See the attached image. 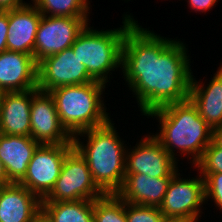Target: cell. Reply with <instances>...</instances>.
<instances>
[{
  "instance_id": "obj_12",
  "label": "cell",
  "mask_w": 222,
  "mask_h": 222,
  "mask_svg": "<svg viewBox=\"0 0 222 222\" xmlns=\"http://www.w3.org/2000/svg\"><path fill=\"white\" fill-rule=\"evenodd\" d=\"M31 137L40 144L73 143V137L60 122L54 98L49 92L32 89Z\"/></svg>"
},
{
  "instance_id": "obj_28",
  "label": "cell",
  "mask_w": 222,
  "mask_h": 222,
  "mask_svg": "<svg viewBox=\"0 0 222 222\" xmlns=\"http://www.w3.org/2000/svg\"><path fill=\"white\" fill-rule=\"evenodd\" d=\"M27 4L23 0H0V10H12L15 8H19Z\"/></svg>"
},
{
  "instance_id": "obj_19",
  "label": "cell",
  "mask_w": 222,
  "mask_h": 222,
  "mask_svg": "<svg viewBox=\"0 0 222 222\" xmlns=\"http://www.w3.org/2000/svg\"><path fill=\"white\" fill-rule=\"evenodd\" d=\"M211 79L205 87L192 75L189 99L198 109L199 115L213 129L222 126V65Z\"/></svg>"
},
{
  "instance_id": "obj_4",
  "label": "cell",
  "mask_w": 222,
  "mask_h": 222,
  "mask_svg": "<svg viewBox=\"0 0 222 222\" xmlns=\"http://www.w3.org/2000/svg\"><path fill=\"white\" fill-rule=\"evenodd\" d=\"M105 87V83L92 81L60 86L49 91L54 98L60 122L72 137L111 120L101 98Z\"/></svg>"
},
{
  "instance_id": "obj_2",
  "label": "cell",
  "mask_w": 222,
  "mask_h": 222,
  "mask_svg": "<svg viewBox=\"0 0 222 222\" xmlns=\"http://www.w3.org/2000/svg\"><path fill=\"white\" fill-rule=\"evenodd\" d=\"M146 116L158 120L160 132L153 133V136L175 160L177 154L174 148H177V151H181L180 155L187 154L188 158H192V165H195L212 142V128L199 115L190 99L164 105Z\"/></svg>"
},
{
  "instance_id": "obj_29",
  "label": "cell",
  "mask_w": 222,
  "mask_h": 222,
  "mask_svg": "<svg viewBox=\"0 0 222 222\" xmlns=\"http://www.w3.org/2000/svg\"><path fill=\"white\" fill-rule=\"evenodd\" d=\"M212 142L216 146L222 147V126L212 129Z\"/></svg>"
},
{
  "instance_id": "obj_3",
  "label": "cell",
  "mask_w": 222,
  "mask_h": 222,
  "mask_svg": "<svg viewBox=\"0 0 222 222\" xmlns=\"http://www.w3.org/2000/svg\"><path fill=\"white\" fill-rule=\"evenodd\" d=\"M86 136L84 144L80 137ZM73 145L87 161L94 182L105 194H116L125 180L126 151L112 120L73 137Z\"/></svg>"
},
{
  "instance_id": "obj_6",
  "label": "cell",
  "mask_w": 222,
  "mask_h": 222,
  "mask_svg": "<svg viewBox=\"0 0 222 222\" xmlns=\"http://www.w3.org/2000/svg\"><path fill=\"white\" fill-rule=\"evenodd\" d=\"M104 195L94 182L87 161L73 147L65 156L53 188L41 202L94 201Z\"/></svg>"
},
{
  "instance_id": "obj_25",
  "label": "cell",
  "mask_w": 222,
  "mask_h": 222,
  "mask_svg": "<svg viewBox=\"0 0 222 222\" xmlns=\"http://www.w3.org/2000/svg\"><path fill=\"white\" fill-rule=\"evenodd\" d=\"M205 181V200L210 198L222 211V173H200ZM208 199V200H207Z\"/></svg>"
},
{
  "instance_id": "obj_17",
  "label": "cell",
  "mask_w": 222,
  "mask_h": 222,
  "mask_svg": "<svg viewBox=\"0 0 222 222\" xmlns=\"http://www.w3.org/2000/svg\"><path fill=\"white\" fill-rule=\"evenodd\" d=\"M39 145L31 136L0 134V161L4 164L11 183H19L24 178Z\"/></svg>"
},
{
  "instance_id": "obj_24",
  "label": "cell",
  "mask_w": 222,
  "mask_h": 222,
  "mask_svg": "<svg viewBox=\"0 0 222 222\" xmlns=\"http://www.w3.org/2000/svg\"><path fill=\"white\" fill-rule=\"evenodd\" d=\"M193 167L198 168L199 173H222V147L211 142Z\"/></svg>"
},
{
  "instance_id": "obj_13",
  "label": "cell",
  "mask_w": 222,
  "mask_h": 222,
  "mask_svg": "<svg viewBox=\"0 0 222 222\" xmlns=\"http://www.w3.org/2000/svg\"><path fill=\"white\" fill-rule=\"evenodd\" d=\"M37 72L33 55L3 51L0 53V93L36 89Z\"/></svg>"
},
{
  "instance_id": "obj_14",
  "label": "cell",
  "mask_w": 222,
  "mask_h": 222,
  "mask_svg": "<svg viewBox=\"0 0 222 222\" xmlns=\"http://www.w3.org/2000/svg\"><path fill=\"white\" fill-rule=\"evenodd\" d=\"M42 14L31 3L8 10L7 50L33 55Z\"/></svg>"
},
{
  "instance_id": "obj_10",
  "label": "cell",
  "mask_w": 222,
  "mask_h": 222,
  "mask_svg": "<svg viewBox=\"0 0 222 222\" xmlns=\"http://www.w3.org/2000/svg\"><path fill=\"white\" fill-rule=\"evenodd\" d=\"M96 81L74 55L72 47L48 56L38 63L37 89L49 92L66 85H81Z\"/></svg>"
},
{
  "instance_id": "obj_15",
  "label": "cell",
  "mask_w": 222,
  "mask_h": 222,
  "mask_svg": "<svg viewBox=\"0 0 222 222\" xmlns=\"http://www.w3.org/2000/svg\"><path fill=\"white\" fill-rule=\"evenodd\" d=\"M32 89L0 93V134L31 136Z\"/></svg>"
},
{
  "instance_id": "obj_11",
  "label": "cell",
  "mask_w": 222,
  "mask_h": 222,
  "mask_svg": "<svg viewBox=\"0 0 222 222\" xmlns=\"http://www.w3.org/2000/svg\"><path fill=\"white\" fill-rule=\"evenodd\" d=\"M129 150L126 151L125 174L140 173L151 178L173 177L179 170L178 162L153 135L144 136Z\"/></svg>"
},
{
  "instance_id": "obj_23",
  "label": "cell",
  "mask_w": 222,
  "mask_h": 222,
  "mask_svg": "<svg viewBox=\"0 0 222 222\" xmlns=\"http://www.w3.org/2000/svg\"><path fill=\"white\" fill-rule=\"evenodd\" d=\"M127 222H161L163 214L159 207L143 206L125 202Z\"/></svg>"
},
{
  "instance_id": "obj_5",
  "label": "cell",
  "mask_w": 222,
  "mask_h": 222,
  "mask_svg": "<svg viewBox=\"0 0 222 222\" xmlns=\"http://www.w3.org/2000/svg\"><path fill=\"white\" fill-rule=\"evenodd\" d=\"M135 22L133 16L125 14L120 28L99 31L88 24L77 36L71 46L74 55L96 81L106 84L110 80V71L121 68L123 40Z\"/></svg>"
},
{
  "instance_id": "obj_26",
  "label": "cell",
  "mask_w": 222,
  "mask_h": 222,
  "mask_svg": "<svg viewBox=\"0 0 222 222\" xmlns=\"http://www.w3.org/2000/svg\"><path fill=\"white\" fill-rule=\"evenodd\" d=\"M8 10H0V53L7 50Z\"/></svg>"
},
{
  "instance_id": "obj_27",
  "label": "cell",
  "mask_w": 222,
  "mask_h": 222,
  "mask_svg": "<svg viewBox=\"0 0 222 222\" xmlns=\"http://www.w3.org/2000/svg\"><path fill=\"white\" fill-rule=\"evenodd\" d=\"M187 2H189L190 9L192 8L195 12L202 11V13H205L207 10L209 11L213 8L218 0H188Z\"/></svg>"
},
{
  "instance_id": "obj_30",
  "label": "cell",
  "mask_w": 222,
  "mask_h": 222,
  "mask_svg": "<svg viewBox=\"0 0 222 222\" xmlns=\"http://www.w3.org/2000/svg\"><path fill=\"white\" fill-rule=\"evenodd\" d=\"M11 182L8 180L7 173L2 161H0V186L10 184Z\"/></svg>"
},
{
  "instance_id": "obj_18",
  "label": "cell",
  "mask_w": 222,
  "mask_h": 222,
  "mask_svg": "<svg viewBox=\"0 0 222 222\" xmlns=\"http://www.w3.org/2000/svg\"><path fill=\"white\" fill-rule=\"evenodd\" d=\"M172 177L125 174L122 188L116 193L126 203L159 207Z\"/></svg>"
},
{
  "instance_id": "obj_31",
  "label": "cell",
  "mask_w": 222,
  "mask_h": 222,
  "mask_svg": "<svg viewBox=\"0 0 222 222\" xmlns=\"http://www.w3.org/2000/svg\"><path fill=\"white\" fill-rule=\"evenodd\" d=\"M161 222H194V221L188 220L182 217H164L163 216Z\"/></svg>"
},
{
  "instance_id": "obj_21",
  "label": "cell",
  "mask_w": 222,
  "mask_h": 222,
  "mask_svg": "<svg viewBox=\"0 0 222 222\" xmlns=\"http://www.w3.org/2000/svg\"><path fill=\"white\" fill-rule=\"evenodd\" d=\"M32 4L46 16L88 17L89 0H31Z\"/></svg>"
},
{
  "instance_id": "obj_16",
  "label": "cell",
  "mask_w": 222,
  "mask_h": 222,
  "mask_svg": "<svg viewBox=\"0 0 222 222\" xmlns=\"http://www.w3.org/2000/svg\"><path fill=\"white\" fill-rule=\"evenodd\" d=\"M41 200L19 183L0 186V222H33Z\"/></svg>"
},
{
  "instance_id": "obj_1",
  "label": "cell",
  "mask_w": 222,
  "mask_h": 222,
  "mask_svg": "<svg viewBox=\"0 0 222 222\" xmlns=\"http://www.w3.org/2000/svg\"><path fill=\"white\" fill-rule=\"evenodd\" d=\"M187 49L182 41L161 37L138 21L127 30L121 69L142 115L189 99L193 72Z\"/></svg>"
},
{
  "instance_id": "obj_9",
  "label": "cell",
  "mask_w": 222,
  "mask_h": 222,
  "mask_svg": "<svg viewBox=\"0 0 222 222\" xmlns=\"http://www.w3.org/2000/svg\"><path fill=\"white\" fill-rule=\"evenodd\" d=\"M177 171L171 178L159 209L164 217H182L194 222L199 217L205 200V181L199 176L192 179L180 177Z\"/></svg>"
},
{
  "instance_id": "obj_22",
  "label": "cell",
  "mask_w": 222,
  "mask_h": 222,
  "mask_svg": "<svg viewBox=\"0 0 222 222\" xmlns=\"http://www.w3.org/2000/svg\"><path fill=\"white\" fill-rule=\"evenodd\" d=\"M93 222H127L125 201L117 194H105L94 200Z\"/></svg>"
},
{
  "instance_id": "obj_7",
  "label": "cell",
  "mask_w": 222,
  "mask_h": 222,
  "mask_svg": "<svg viewBox=\"0 0 222 222\" xmlns=\"http://www.w3.org/2000/svg\"><path fill=\"white\" fill-rule=\"evenodd\" d=\"M73 147V143L40 144L19 184L42 201L53 188L60 175L65 156Z\"/></svg>"
},
{
  "instance_id": "obj_20",
  "label": "cell",
  "mask_w": 222,
  "mask_h": 222,
  "mask_svg": "<svg viewBox=\"0 0 222 222\" xmlns=\"http://www.w3.org/2000/svg\"><path fill=\"white\" fill-rule=\"evenodd\" d=\"M94 201L41 202V211L52 222H93Z\"/></svg>"
},
{
  "instance_id": "obj_32",
  "label": "cell",
  "mask_w": 222,
  "mask_h": 222,
  "mask_svg": "<svg viewBox=\"0 0 222 222\" xmlns=\"http://www.w3.org/2000/svg\"><path fill=\"white\" fill-rule=\"evenodd\" d=\"M33 222H52L42 211L35 217Z\"/></svg>"
},
{
  "instance_id": "obj_8",
  "label": "cell",
  "mask_w": 222,
  "mask_h": 222,
  "mask_svg": "<svg viewBox=\"0 0 222 222\" xmlns=\"http://www.w3.org/2000/svg\"><path fill=\"white\" fill-rule=\"evenodd\" d=\"M88 18L42 15L34 45L36 63L71 47L88 25Z\"/></svg>"
}]
</instances>
